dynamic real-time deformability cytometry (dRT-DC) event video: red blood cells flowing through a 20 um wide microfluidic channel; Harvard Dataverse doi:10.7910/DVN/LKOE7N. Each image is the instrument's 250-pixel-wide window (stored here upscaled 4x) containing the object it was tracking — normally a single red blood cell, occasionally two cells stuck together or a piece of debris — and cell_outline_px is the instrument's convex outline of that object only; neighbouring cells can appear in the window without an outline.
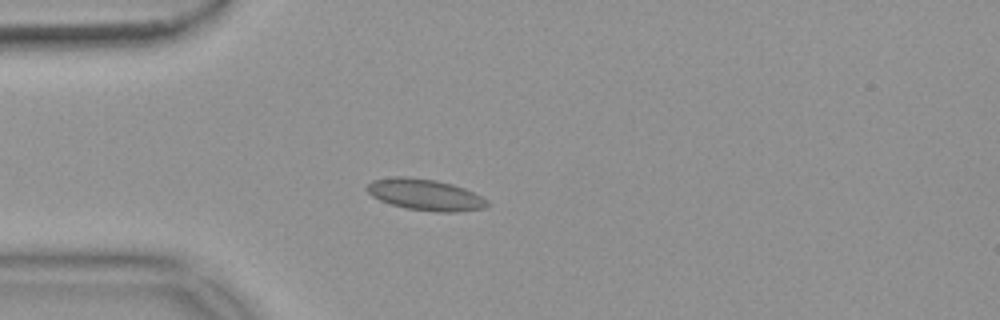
{"species": "common noctule bat (a hibernating species)", "species_latin": "Nyctalus noctula", "temperature_condition": "warm", "stored_images_in_passage": 13, "camera_frame_rate_fps": 3000, "um_per_image_px": 0.085, "animal": {"sex": "female", "body_mass_g": 18.4}, "frame": {"image": 1, "passage_image": 10, "time_ms": 3.0, "image_size_px": [1000, 320], "cell_outline_px": [[492, 204], [484, 208], [456, 212], [436, 212], [408, 208], [392, 204], [380, 200], [372, 196], [364, 188], [372, 180], [392, 176], [408, 176], [436, 180], [452, 184], [464, 188], [488, 200]], "centroid_in_image_um": [36.14, 16.54], "position_along_channel_um": 48.9, "area_um2": 22.02}}